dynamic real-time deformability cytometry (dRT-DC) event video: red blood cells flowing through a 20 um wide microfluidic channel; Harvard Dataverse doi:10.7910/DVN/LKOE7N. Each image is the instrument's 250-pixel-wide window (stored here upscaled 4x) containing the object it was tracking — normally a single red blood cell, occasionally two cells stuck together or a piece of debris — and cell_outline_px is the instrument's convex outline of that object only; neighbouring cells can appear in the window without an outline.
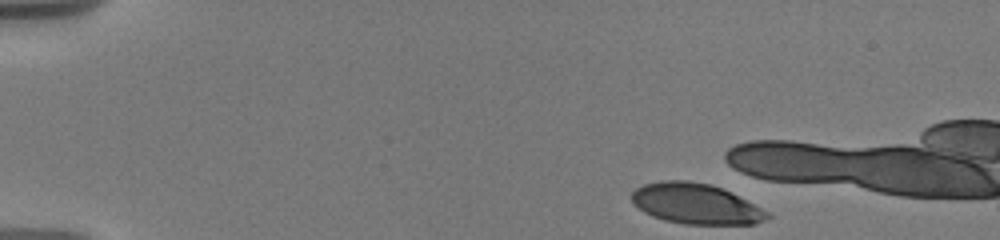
{"species": "human", "species_latin": "Homo sapiens", "temperature_condition": "warm", "stored_images_in_passage": 15, "camera_frame_rate_fps": 3000, "um_per_image_px": 0.085, "donor": {"sex": "male"}, "frame": {"image": 1, "passage_image": 1, "time_ms": 0.0, "image_size_px": [1000, 240], "cell_outline_px": [[772, 216], [756, 224], [684, 224], [664, 220], [652, 216], [644, 212], [632, 204], [632, 192], [636, 188], [644, 184], [660, 180], [688, 180], [712, 184], [724, 188], [732, 192], [768, 212]], "centroid_in_image_um": [59.13, 17.31], "position_along_channel_um": 25.9, "area_um2": 32.25}}
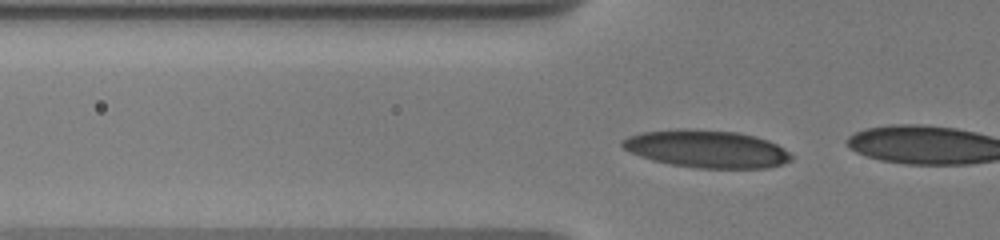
{"frame": {"image": 2, "passage_image": 13, "time_ms": 3.667, "image_size_px": [1000, 240], "cell_outline_px": [[792, 160], [784, 164], [768, 168], [700, 168], [672, 164], [652, 160], [640, 156], [624, 148], [620, 144], [620, 140], [628, 136], [640, 132], [676, 128], [684, 128], [736, 132], [756, 136], [768, 140], [784, 148], [792, 156]], "centroid_in_image_um": [60.06, 12.65], "position_along_channel_um": 65.7, "area_um2": 37.17}}